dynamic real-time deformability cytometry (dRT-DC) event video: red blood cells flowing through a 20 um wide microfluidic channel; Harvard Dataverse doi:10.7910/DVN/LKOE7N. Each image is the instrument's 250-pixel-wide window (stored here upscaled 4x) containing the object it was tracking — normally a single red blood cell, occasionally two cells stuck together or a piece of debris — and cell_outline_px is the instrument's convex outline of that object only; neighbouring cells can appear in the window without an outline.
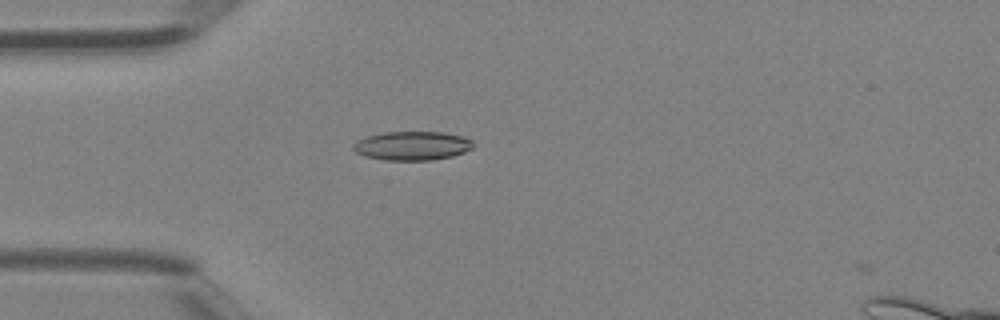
{"species": "Egyptian fruit bat (a non-hibernating species)", "species_latin": "Rousettus aegyptiacus", "temperature_condition": "room temperature", "stored_images_in_passage": 31, "camera_frame_rate_fps": 3000, "um_per_image_px": 0.085, "animal": {"sex": "female"}, "frame": {"image": 1, "passage_image": 1, "time_ms": 0.0, "image_size_px": [1000, 320], "cell_outline_px": [[472, 148], [464, 152], [452, 156], [432, 160], [384, 160], [364, 156], [356, 152], [352, 148], [352, 144], [356, 140], [368, 136], [384, 132], [444, 132], [464, 136], [472, 140]], "centroid_in_image_um": [35.02, 12.39], "position_along_channel_um": 50.0, "area_um2": 20.29}}
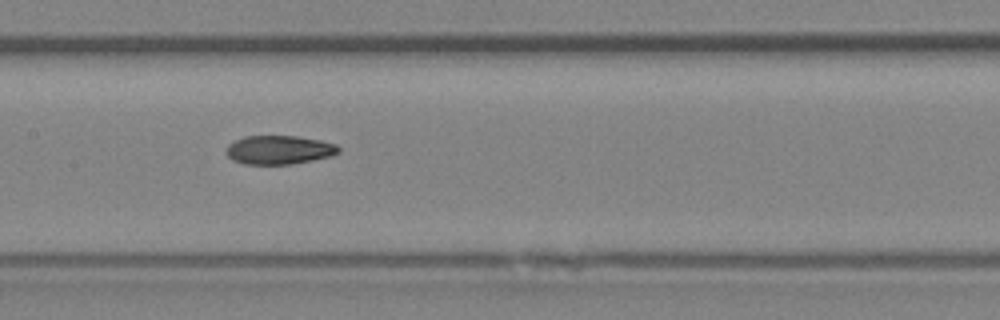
{"frame": {"image": 2, "passage_image": 10, "time_ms": 3.0, "image_size_px": [1000, 320], "cell_outline_px": [[340, 152], [332, 156], [312, 160], [288, 164], [244, 164], [232, 160], [228, 156], [228, 144], [244, 136], [296, 136], [320, 140], [336, 144], [340, 148]], "centroid_in_image_um": [23.75, 12.73], "position_along_channel_um": 183.7, "area_um2": 18.73}}
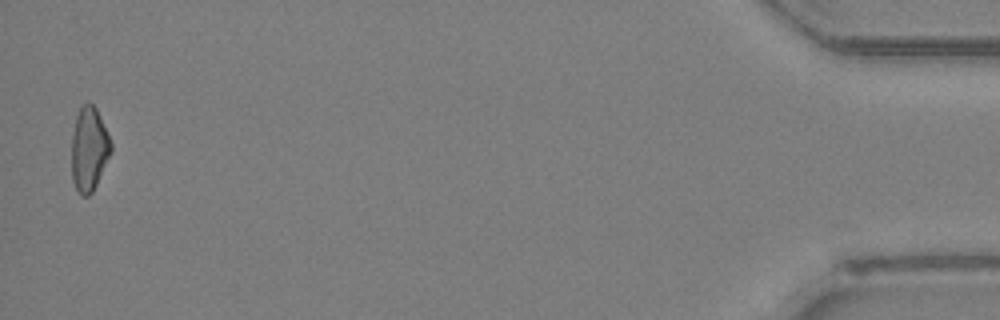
{"frame": {"image": 3, "passage_image": 31, "time_ms": 10.0, "image_size_px": [1000, 320], "cell_outline_px": [[112, 152], [92, 192], [88, 196], [80, 196], [72, 180], [72, 136], [76, 116], [80, 108], [84, 104], [92, 104], [96, 108], [112, 144]], "centroid_in_image_um": [7.57, 12.7], "position_along_channel_um": 427.6, "area_um2": 19.07}}